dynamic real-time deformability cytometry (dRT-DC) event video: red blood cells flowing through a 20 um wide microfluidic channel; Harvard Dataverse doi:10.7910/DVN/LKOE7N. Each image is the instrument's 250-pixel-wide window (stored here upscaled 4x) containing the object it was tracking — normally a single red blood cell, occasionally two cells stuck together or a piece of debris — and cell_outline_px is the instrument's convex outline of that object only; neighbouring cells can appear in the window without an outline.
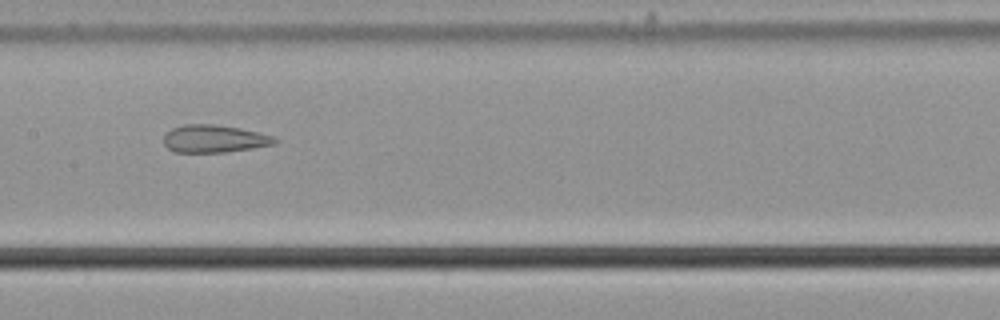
{"species": "common noctule bat (a hibernating species)", "species_latin": "Nyctalus noctula", "temperature_condition": "cold", "stored_images_in_passage": 28, "camera_frame_rate_fps": 3000, "um_per_image_px": 0.085, "animal": {"sex": "male", "body_mass_g": 21.5, "forearm_length_mm": 52.0}, "frame": {"image": 1, "passage_image": 28, "time_ms": 9.0, "image_size_px": [1000, 320], "cell_outline_px": [[280, 140], [276, 144], [252, 148], [224, 152], [176, 152], [168, 148], [164, 144], [164, 132], [172, 128], [184, 124], [212, 124], [240, 128], [272, 136]], "centroid_in_image_um": [18.19, 11.79], "position_along_channel_um": 189.2, "area_um2": 17.86}}